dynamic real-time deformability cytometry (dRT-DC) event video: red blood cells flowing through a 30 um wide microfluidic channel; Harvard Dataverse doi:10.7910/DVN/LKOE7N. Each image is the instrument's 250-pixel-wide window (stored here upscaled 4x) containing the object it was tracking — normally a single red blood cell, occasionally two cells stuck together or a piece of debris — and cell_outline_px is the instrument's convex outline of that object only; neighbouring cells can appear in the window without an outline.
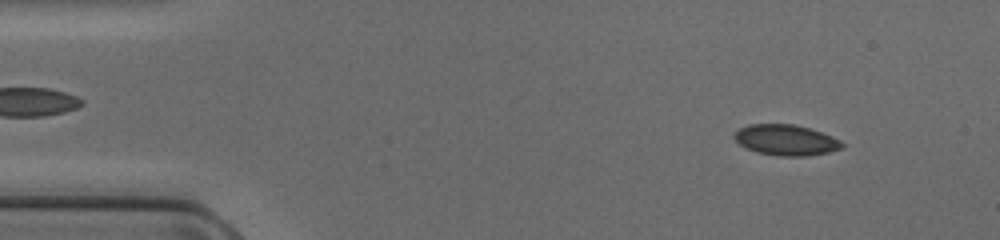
{"species": "common noctule bat (a hibernating species)", "species_latin": "Nyctalus noctula", "temperature_condition": "cold", "stored_images_in_passage": 46, "camera_frame_rate_fps": 3000, "um_per_image_px": 0.085, "animal": {"sex": "female", "body_mass_g": 17.0, "forearm_length_mm": 48.0}, "frame": {"image": 1, "passage_image": 4, "time_ms": 1.0, "image_size_px": [1000, 240], "cell_outline_px": [[844, 148], [828, 152], [808, 156], [780, 156], [756, 152], [740, 144], [732, 136], [740, 128], [748, 124], [792, 124], [808, 128], [832, 136], [840, 140], [844, 144]], "centroid_in_image_um": [66.82, 11.91], "position_along_channel_um": 18.2, "area_um2": 19.19}}
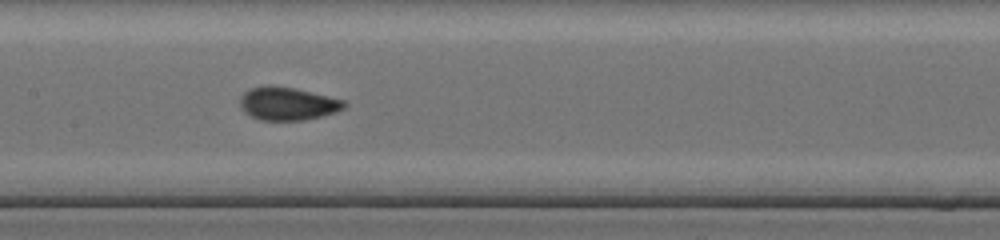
{"frame": {"image": 2, "passage_image": 22, "time_ms": 7.0, "image_size_px": [1000, 240], "cell_outline_px": [[348, 104], [344, 108], [336, 112], [304, 120], [260, 120], [244, 112], [240, 108], [240, 96], [244, 92], [252, 88], [268, 84], [296, 88], [344, 100]], "centroid_in_image_um": [24.43, 8.8], "position_along_channel_um": 183.0, "area_um2": 20.17}}
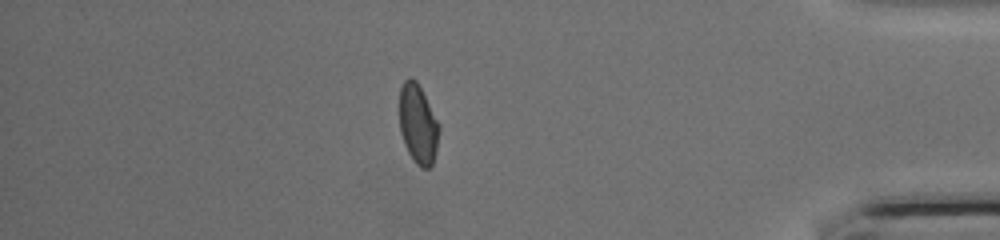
{"frame": {"image": 3, "passage_image": 40, "time_ms": 13.0, "image_size_px": [1000, 240], "cell_outline_px": [[440, 128], [436, 152], [432, 164], [428, 168], [420, 168], [416, 164], [408, 152], [404, 144], [400, 132], [400, 88], [404, 80], [408, 76], [416, 80], [440, 124]], "centroid_in_image_um": [35.53, 10.55], "position_along_channel_um": 399.7, "area_um2": 18.44}}